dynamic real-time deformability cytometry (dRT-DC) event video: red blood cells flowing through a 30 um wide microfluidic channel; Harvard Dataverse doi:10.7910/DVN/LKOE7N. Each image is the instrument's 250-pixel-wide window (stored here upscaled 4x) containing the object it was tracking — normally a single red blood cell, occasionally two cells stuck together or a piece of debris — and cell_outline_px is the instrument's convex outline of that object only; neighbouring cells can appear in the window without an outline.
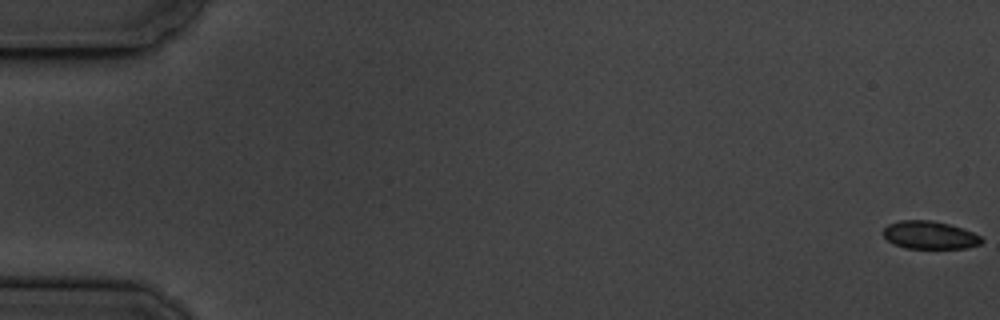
{"species": "common noctule bat (a hibernating species)", "species_latin": "Nyctalus noctula", "temperature_condition": "cold", "stored_images_in_passage": 10, "camera_frame_rate_fps": 3000, "um_per_image_px": 0.085, "animal": {"sex": "male", "body_mass_g": 19.5, "forearm_length_mm": 54.6}, "frame": {"image": 1, "passage_image": 1, "time_ms": 0.0, "image_size_px": [1000, 320], "cell_outline_px": [[984, 240], [980, 244], [968, 248], [904, 248], [892, 244], [880, 232], [888, 224], [900, 220], [932, 220], [948, 224], [972, 232], [980, 236]], "centroid_in_image_um": [78.98, 19.98], "position_along_channel_um": 6.0, "area_um2": 16.07}}